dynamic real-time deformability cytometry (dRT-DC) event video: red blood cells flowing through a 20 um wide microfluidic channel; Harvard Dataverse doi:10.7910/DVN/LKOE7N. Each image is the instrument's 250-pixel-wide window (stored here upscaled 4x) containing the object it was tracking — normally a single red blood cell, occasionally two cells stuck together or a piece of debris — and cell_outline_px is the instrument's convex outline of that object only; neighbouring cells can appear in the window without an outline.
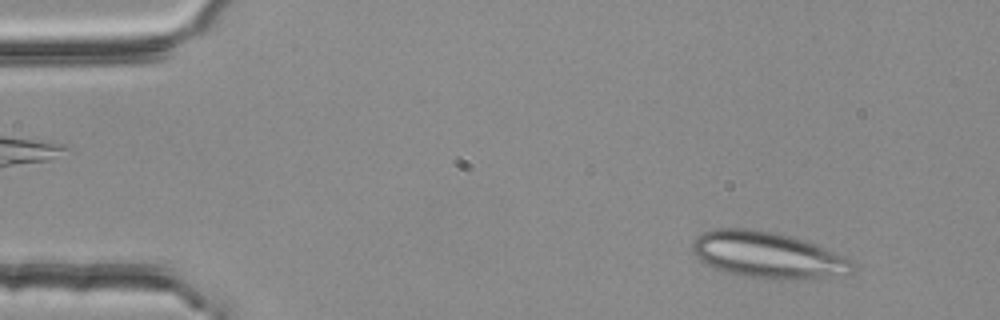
{"species": "common noctule bat (a hibernating species)", "species_latin": "Nyctalus noctula", "temperature_condition": "room temperature", "stored_images_in_passage": 51, "segment_of_instrument_passage": [1, 2], "camera_frame_rate_fps": 3000, "um_per_image_px": 0.085, "animal": {"sex": "female", "body_mass_g": 25.1}, "frame": {"image": 1, "passage_image": 5, "time_ms": 1.333, "image_size_px": [1000, 320], "cell_outline_px": [[856, 268], [852, 272], [844, 276], [796, 280], [780, 280], [740, 276], [724, 272], [700, 260], [692, 252], [692, 244], [696, 236], [712, 228], [748, 228], [776, 232], [792, 236], [816, 244], [836, 252], [852, 260]], "centroid_in_image_um": [65.3, 21.69], "position_along_channel_um": 19.7, "area_um2": 44.04}}